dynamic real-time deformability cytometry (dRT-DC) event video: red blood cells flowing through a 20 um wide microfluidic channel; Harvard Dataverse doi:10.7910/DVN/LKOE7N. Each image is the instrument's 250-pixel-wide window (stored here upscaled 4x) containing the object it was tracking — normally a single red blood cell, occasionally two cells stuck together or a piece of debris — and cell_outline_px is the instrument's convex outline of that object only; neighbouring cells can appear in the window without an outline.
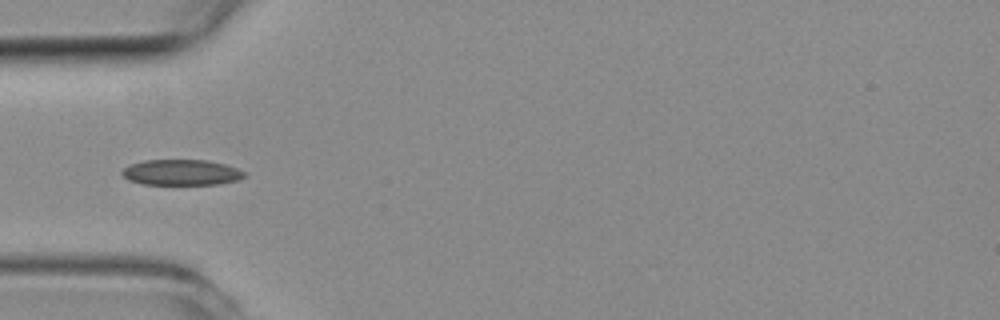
{"species": "common noctule bat (a hibernating species)", "species_latin": "Nyctalus noctula", "temperature_condition": "room temperature", "stored_images_in_passage": 9, "camera_frame_rate_fps": 3000, "um_per_image_px": 0.085, "animal": {"sex": "female", "body_mass_g": 19.3, "forearm_length_mm": 54.1}, "frame": {"image": 1, "passage_image": 1, "time_ms": 0.0, "image_size_px": [1000, 320], "cell_outline_px": [[244, 176], [240, 180], [220, 184], [140, 184], [128, 180], [120, 172], [128, 164], [144, 160], [208, 160], [224, 164], [236, 168], [244, 172]], "centroid_in_image_um": [15.38, 14.65], "position_along_channel_um": 69.6, "area_um2": 18.38}}
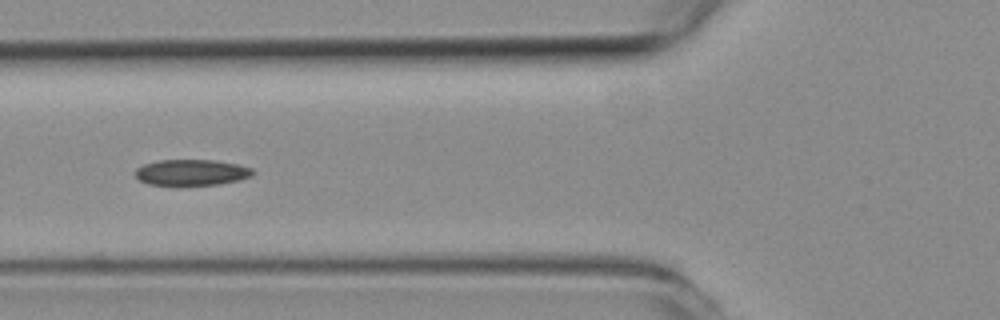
{"frame": {"image": 2, "passage_image": 4, "time_ms": 1.0, "image_size_px": [1000, 320], "cell_outline_px": [[256, 172], [252, 176], [220, 184], [180, 188], [172, 188], [148, 184], [140, 180], [132, 172], [136, 168], [144, 164], [160, 160], [212, 160], [236, 164], [252, 168]], "centroid_in_image_um": [16.21, 14.71], "position_along_channel_um": 109.6, "area_um2": 18.67}}
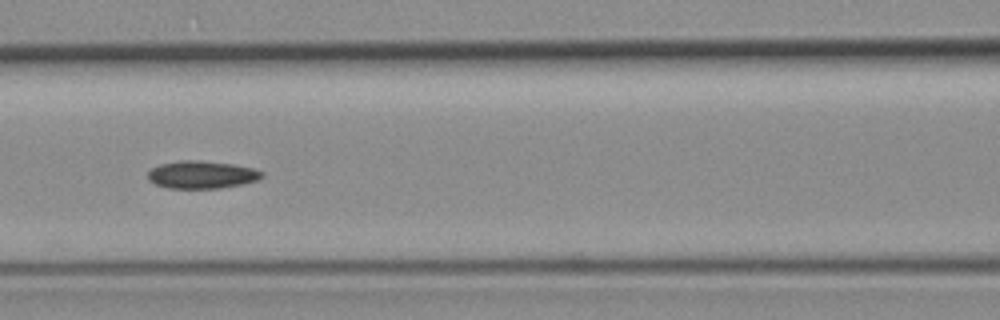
{"frame": {"image": 3, "passage_image": 7, "time_ms": 2.0, "image_size_px": [1000, 320], "cell_outline_px": [[264, 176], [260, 180], [244, 184], [220, 188], [168, 188], [156, 184], [148, 180], [148, 172], [152, 168], [160, 164], [184, 160], [200, 160], [232, 164], [252, 168], [264, 172]], "centroid_in_image_um": [17.19, 14.85], "position_along_channel_um": 149.4, "area_um2": 18.44}}